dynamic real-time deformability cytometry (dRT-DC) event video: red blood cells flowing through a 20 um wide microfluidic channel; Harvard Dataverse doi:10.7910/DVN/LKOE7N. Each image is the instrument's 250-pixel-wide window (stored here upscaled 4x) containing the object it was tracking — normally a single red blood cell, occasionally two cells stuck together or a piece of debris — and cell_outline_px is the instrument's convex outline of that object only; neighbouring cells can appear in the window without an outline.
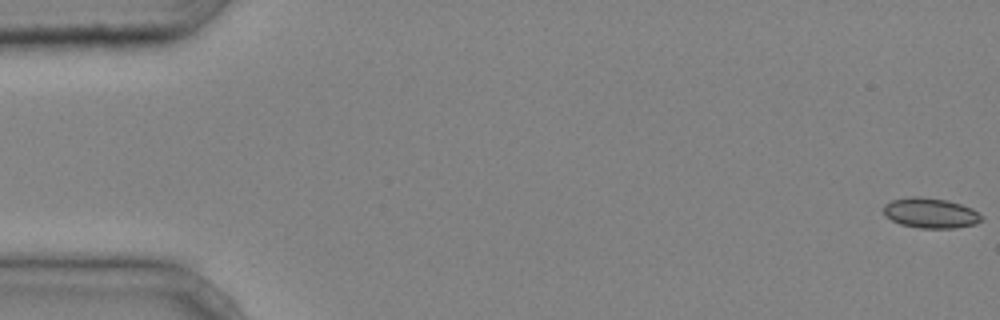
{"species": "common noctule bat (a hibernating species)", "species_latin": "Nyctalus noctula", "temperature_condition": "cold", "stored_images_in_passage": 40, "camera_frame_rate_fps": 3000, "um_per_image_px": 0.085, "animal": {"sex": "male", "body_mass_g": 20.4}, "frame": {"image": 1, "passage_image": 1, "time_ms": 0.0, "image_size_px": [1000, 320], "cell_outline_px": [[984, 220], [976, 224], [956, 228], [920, 228], [900, 224], [884, 216], [884, 204], [892, 200], [908, 196], [920, 196], [948, 200], [972, 208], [984, 216]], "centroid_in_image_um": [79.12, 18.1], "position_along_channel_um": 5.9, "area_um2": 17.51}}
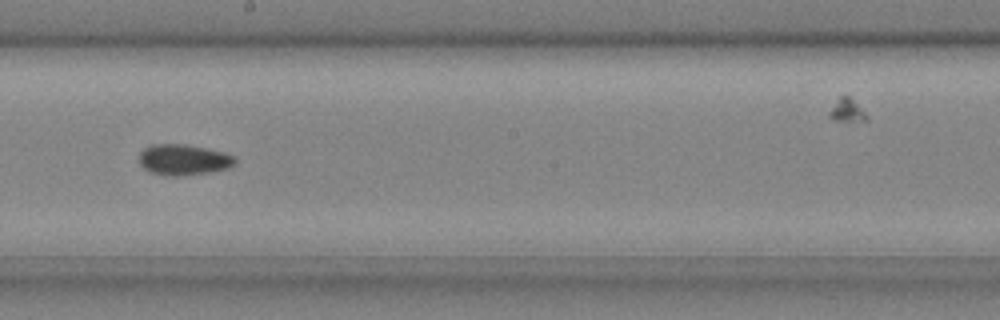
{"frame": {"image": 2, "passage_image": 27, "time_ms": 8.667, "image_size_px": [1000, 320], "cell_outline_px": [[236, 164], [228, 168], [208, 172], [180, 176], [168, 176], [152, 172], [144, 168], [140, 164], [140, 152], [144, 148], [152, 144], [184, 144], [208, 148], [224, 152], [236, 156]], "centroid_in_image_um": [15.63, 13.57], "position_along_channel_um": 232.6, "area_um2": 17.28}}
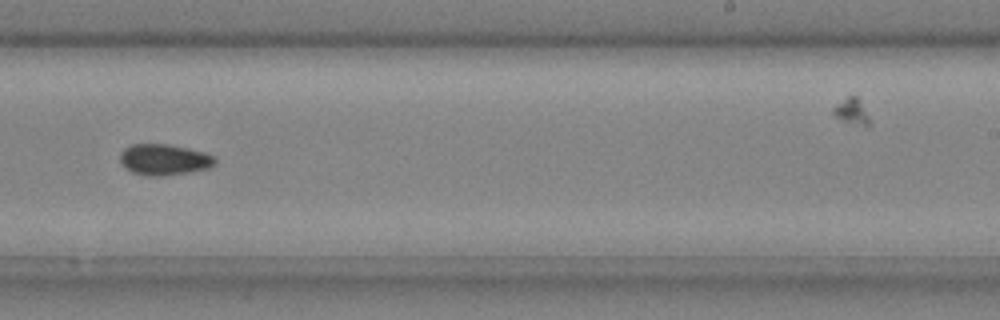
{"frame": {"image": 3, "passage_image": 30, "time_ms": 9.667, "image_size_px": [1000, 320], "cell_outline_px": [[216, 164], [208, 168], [188, 172], [164, 176], [148, 176], [132, 172], [120, 160], [120, 152], [124, 148], [132, 144], [168, 144], [188, 148], [204, 152], [212, 156], [216, 160]], "centroid_in_image_um": [13.95, 13.56], "position_along_channel_um": 275.0, "area_um2": 17.05}}